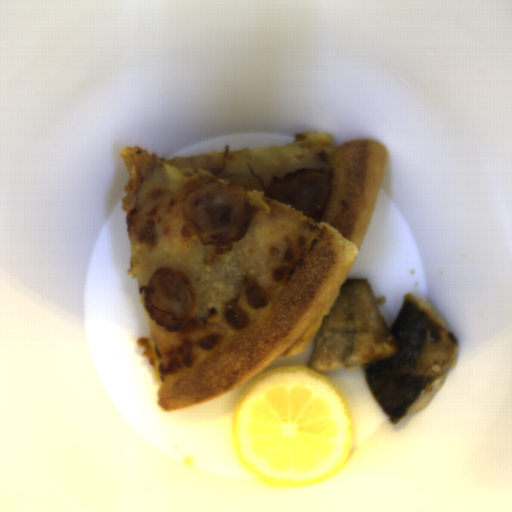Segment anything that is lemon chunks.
Masks as SVG:
<instances>
[{"instance_id": "1", "label": "lemon chunks", "mask_w": 512, "mask_h": 512, "mask_svg": "<svg viewBox=\"0 0 512 512\" xmlns=\"http://www.w3.org/2000/svg\"><path fill=\"white\" fill-rule=\"evenodd\" d=\"M239 462L270 486H310L346 466L355 428L347 400L328 376L306 365L258 374L231 418Z\"/></svg>"}]
</instances>
